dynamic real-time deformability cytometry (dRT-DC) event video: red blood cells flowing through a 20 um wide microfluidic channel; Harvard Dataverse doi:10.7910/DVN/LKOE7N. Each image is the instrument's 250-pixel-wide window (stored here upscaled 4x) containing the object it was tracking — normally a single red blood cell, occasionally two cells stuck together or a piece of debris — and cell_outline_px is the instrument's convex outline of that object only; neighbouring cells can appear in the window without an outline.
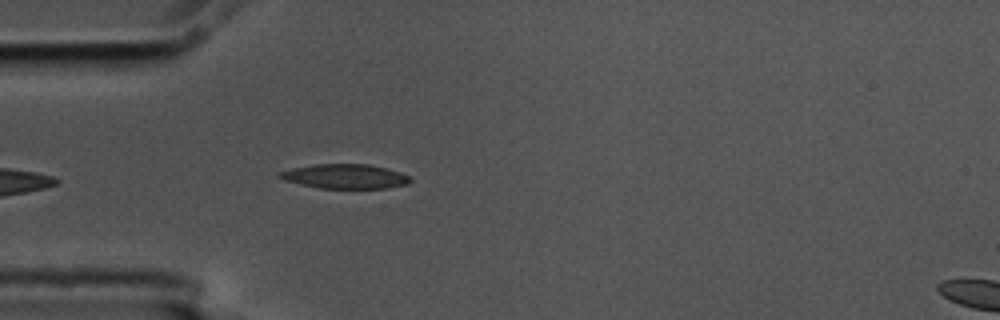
{"species": "common noctule bat (a hibernating species)", "species_latin": "Nyctalus noctula", "temperature_condition": "cold", "stored_images_in_passage": 3, "camera_frame_rate_fps": 3000, "um_per_image_px": 0.085, "animal": {"sex": "male", "body_mass_g": 17.5, "forearm_length_mm": 52.3}, "frame": {"image": 1, "passage_image": 3, "time_ms": 0.667, "image_size_px": [1000, 320], "cell_outline_px": [[412, 180], [408, 184], [388, 188], [320, 188], [300, 184], [284, 180], [276, 176], [280, 172], [296, 168], [316, 164], [368, 164], [388, 168], [400, 172], [408, 176]], "centroid_in_image_um": [29.37, 14.99], "position_along_channel_um": 55.6, "area_um2": 18.5}}